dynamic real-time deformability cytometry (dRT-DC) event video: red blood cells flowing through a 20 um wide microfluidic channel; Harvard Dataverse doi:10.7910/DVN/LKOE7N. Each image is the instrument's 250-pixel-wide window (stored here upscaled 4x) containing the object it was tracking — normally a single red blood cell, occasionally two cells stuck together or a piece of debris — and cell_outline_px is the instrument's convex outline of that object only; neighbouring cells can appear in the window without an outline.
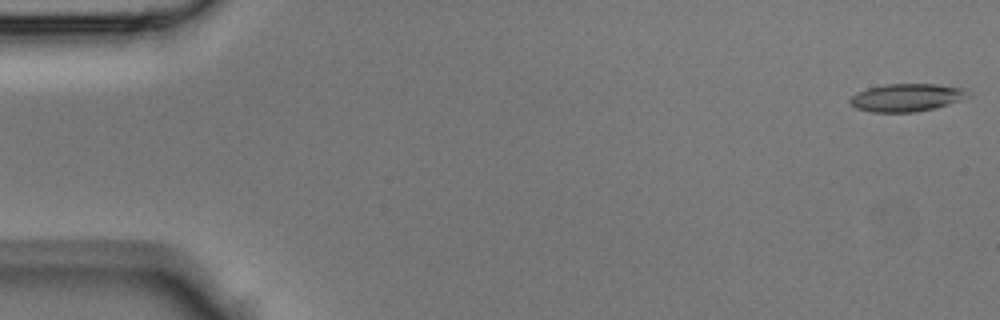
{"species": "Egyptian fruit bat (a non-hibernating species)", "species_latin": "Rousettus aegyptiacus", "temperature_condition": "room temperature", "stored_images_in_passage": 7, "camera_frame_rate_fps": 3000, "um_per_image_px": 0.085, "animal": {"sex": "male"}, "frame": {"image": 1, "passage_image": 1, "time_ms": 0.0, "image_size_px": [1000, 320], "cell_outline_px": [[972, 96], [936, 108], [912, 112], [872, 112], [856, 108], [848, 100], [856, 92], [868, 88], [884, 84], [936, 84], [964, 88]], "centroid_in_image_um": [77.07, 8.29], "position_along_channel_um": 7.9, "area_um2": 19.13}}